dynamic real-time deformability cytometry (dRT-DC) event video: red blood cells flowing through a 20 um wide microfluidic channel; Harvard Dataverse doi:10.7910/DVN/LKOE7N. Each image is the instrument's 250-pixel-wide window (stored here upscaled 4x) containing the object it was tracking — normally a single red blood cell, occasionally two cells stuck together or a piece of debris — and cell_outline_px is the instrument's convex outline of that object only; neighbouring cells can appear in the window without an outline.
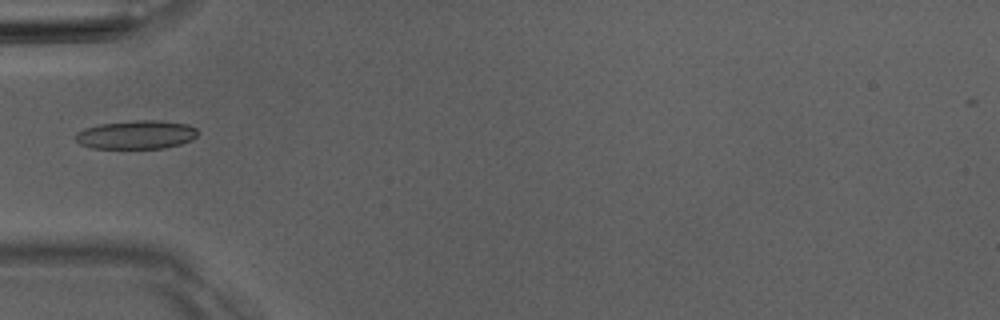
{"species": "Egyptian fruit bat (a non-hibernating species)", "species_latin": "Rousettus aegyptiacus", "temperature_condition": "room temperature", "stored_images_in_passage": 4, "camera_frame_rate_fps": 3000, "um_per_image_px": 0.085, "animal": {"sex": "male"}, "frame": {"image": 1, "passage_image": 4, "time_ms": 4.333, "image_size_px": [1000, 320], "cell_outline_px": [[200, 132], [192, 140], [180, 144], [164, 148], [92, 148], [80, 144], [76, 140], [76, 132], [84, 128], [100, 124], [132, 120], [160, 120], [188, 124], [196, 128]], "centroid_in_image_um": [11.61, 11.44], "position_along_channel_um": 73.4, "area_um2": 20.52}}